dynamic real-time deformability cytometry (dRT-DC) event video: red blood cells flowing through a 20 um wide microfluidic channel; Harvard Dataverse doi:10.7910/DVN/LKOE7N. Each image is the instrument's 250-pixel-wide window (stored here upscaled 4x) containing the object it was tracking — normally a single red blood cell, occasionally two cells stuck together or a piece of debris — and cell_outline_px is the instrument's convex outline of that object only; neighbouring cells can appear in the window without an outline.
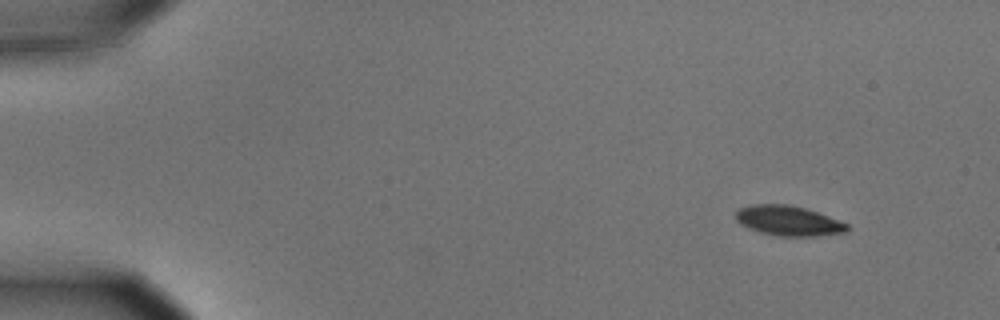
{"species": "common noctule bat (a hibernating species)", "species_latin": "Nyctalus noctula", "temperature_condition": "cold", "stored_images_in_passage": 3, "camera_frame_rate_fps": 3000, "um_per_image_px": 0.085, "animal": {"sex": "male", "body_mass_g": 15.6}, "frame": {"image": 1, "passage_image": 1, "time_ms": 0.0, "image_size_px": [1000, 320], "cell_outline_px": [[848, 232], [816, 236], [776, 236], [760, 232], [748, 228], [740, 224], [736, 220], [736, 212], [740, 208], [752, 204], [788, 204], [804, 208], [816, 212], [848, 224]], "centroid_in_image_um": [66.99, 18.77], "position_along_channel_um": 18.0, "area_um2": 19.36}}